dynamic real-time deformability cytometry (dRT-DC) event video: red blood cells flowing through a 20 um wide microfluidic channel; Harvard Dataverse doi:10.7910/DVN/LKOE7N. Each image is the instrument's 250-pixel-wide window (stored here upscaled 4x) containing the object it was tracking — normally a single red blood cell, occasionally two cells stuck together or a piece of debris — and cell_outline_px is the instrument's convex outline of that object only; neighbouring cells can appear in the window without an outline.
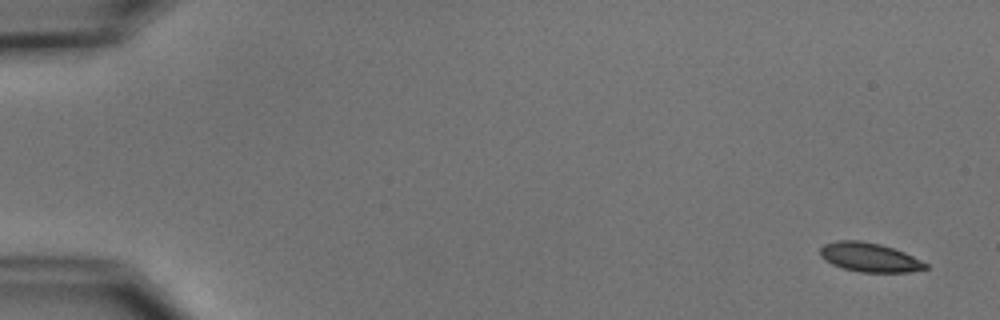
{"species": "common noctule bat (a hibernating species)", "species_latin": "Nyctalus noctula", "temperature_condition": "cold", "stored_images_in_passage": 4, "camera_frame_rate_fps": 3000, "um_per_image_px": 0.085, "animal": {"sex": "male", "body_mass_g": 15.6}, "frame": {"image": 1, "passage_image": 1, "time_ms": 0.0, "image_size_px": [1000, 320], "cell_outline_px": [[928, 268], [908, 272], [860, 272], [844, 268], [832, 264], [824, 260], [820, 256], [820, 248], [824, 244], [836, 240], [860, 240], [880, 244], [904, 252], [928, 264]], "centroid_in_image_um": [73.88, 21.86], "position_along_channel_um": 11.1, "area_um2": 17.8}}